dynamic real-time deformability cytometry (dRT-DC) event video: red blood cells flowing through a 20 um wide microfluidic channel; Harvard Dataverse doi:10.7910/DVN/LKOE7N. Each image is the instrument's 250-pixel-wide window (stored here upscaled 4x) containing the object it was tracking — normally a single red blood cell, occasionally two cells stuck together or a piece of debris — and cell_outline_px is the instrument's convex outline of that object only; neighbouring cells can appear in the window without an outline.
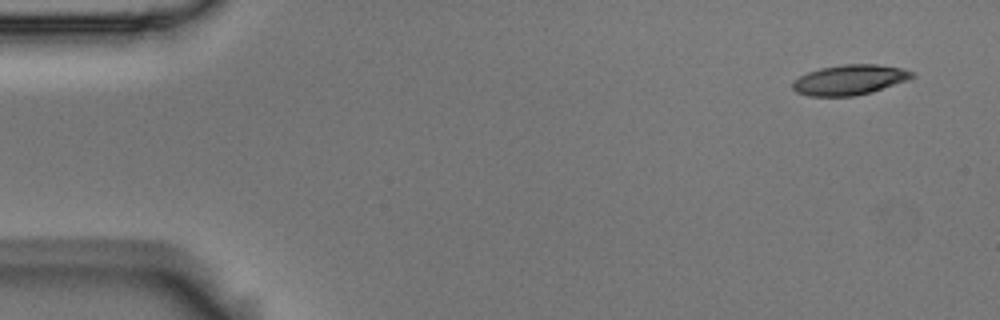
{"species": "Egyptian fruit bat (a non-hibernating species)", "species_latin": "Rousettus aegyptiacus", "temperature_condition": "room temperature", "stored_images_in_passage": 2, "camera_frame_rate_fps": 3000, "um_per_image_px": 0.085, "animal": {"sex": "male"}, "frame": {"image": 1, "passage_image": 1, "time_ms": 0.0, "image_size_px": [1000, 320], "cell_outline_px": [[916, 76], [908, 80], [872, 92], [856, 96], [808, 96], [796, 92], [792, 88], [792, 80], [808, 72], [820, 68], [844, 64], [876, 64], [904, 68], [916, 72]], "centroid_in_image_um": [72.25, 6.78], "position_along_channel_um": 12.8, "area_um2": 21.27}}